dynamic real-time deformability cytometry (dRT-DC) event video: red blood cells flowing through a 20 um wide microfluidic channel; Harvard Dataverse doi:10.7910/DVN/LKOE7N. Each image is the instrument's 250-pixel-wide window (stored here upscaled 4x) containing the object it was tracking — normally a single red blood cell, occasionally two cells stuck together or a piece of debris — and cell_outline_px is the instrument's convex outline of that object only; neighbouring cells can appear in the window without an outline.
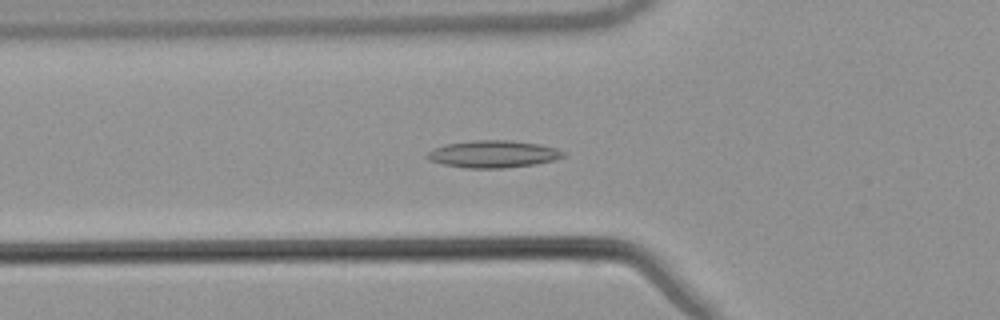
{"species": "common noctule bat (a hibernating species)", "species_latin": "Nyctalus noctula", "temperature_condition": "warm", "stored_images_in_passage": 55, "camera_frame_rate_fps": 3000, "um_per_image_px": 0.085, "animal": {"sex": "male", "body_mass_g": 21.5, "forearm_length_mm": 52.0}, "frame": {"image": 1, "passage_image": 20, "time_ms": 6.333, "image_size_px": [1000, 320], "cell_outline_px": [[568, 156], [556, 160], [536, 164], [504, 168], [464, 168], [444, 164], [428, 160], [424, 156], [432, 148], [444, 144], [472, 140], [512, 140], [540, 144], [556, 148], [568, 152]], "centroid_in_image_um": [41.96, 13.09], "position_along_channel_um": 83.8, "area_um2": 22.08}}
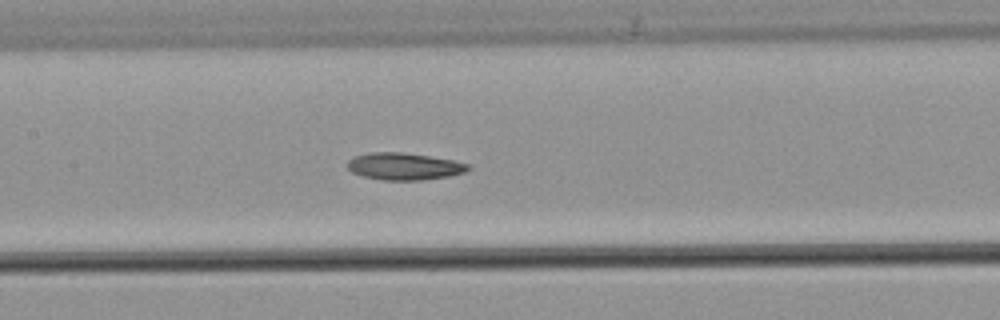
{"frame": {"image": 2, "passage_image": 27, "time_ms": 8.667, "image_size_px": [1000, 320], "cell_outline_px": [[472, 168], [464, 172], [448, 176], [424, 180], [380, 180], [364, 176], [352, 172], [348, 168], [348, 160], [356, 156], [368, 152], [400, 152], [428, 156], [452, 160], [472, 164]], "centroid_in_image_um": [34.38, 14.14], "position_along_channel_um": 173.0, "area_um2": 19.02}}
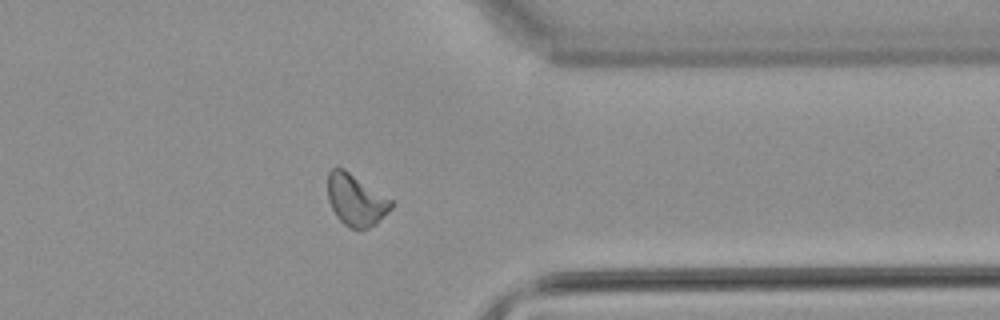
{"frame": {"image": 3, "passage_image": 44, "time_ms": 14.333, "image_size_px": [1000, 320], "cell_outline_px": [[392, 208], [376, 224], [368, 228], [352, 228], [344, 224], [336, 216], [328, 200], [328, 172], [332, 168], [344, 168], [392, 200]], "centroid_in_image_um": [30.24, 16.99], "position_along_channel_um": 381.2, "area_um2": 18.9}}